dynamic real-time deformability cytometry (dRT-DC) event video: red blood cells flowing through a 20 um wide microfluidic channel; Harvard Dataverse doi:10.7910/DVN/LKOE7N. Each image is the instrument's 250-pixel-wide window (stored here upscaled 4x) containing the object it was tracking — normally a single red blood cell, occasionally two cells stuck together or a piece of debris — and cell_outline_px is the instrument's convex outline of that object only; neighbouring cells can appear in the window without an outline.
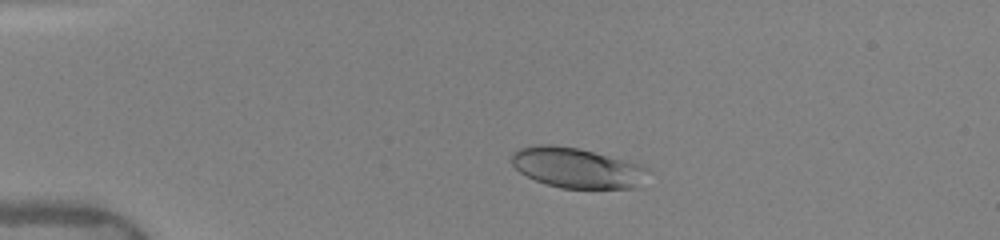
{"species": "human", "species_latin": "Homo sapiens", "temperature_condition": "warm", "stored_images_in_passage": 43, "camera_frame_rate_fps": 3000, "um_per_image_px": 0.085, "donor": {"sex": "female"}, "frame": {"image": 1, "passage_image": 4, "time_ms": 1.0, "image_size_px": [1000, 240], "cell_outline_px": [[652, 172], [640, 188], [560, 188], [536, 180], [520, 172], [512, 164], [512, 152], [520, 148], [532, 144], [552, 144], [576, 148], [640, 164], [648, 168]], "centroid_in_image_um": [49.09, 14.27], "position_along_channel_um": 35.9, "area_um2": 32.14}}
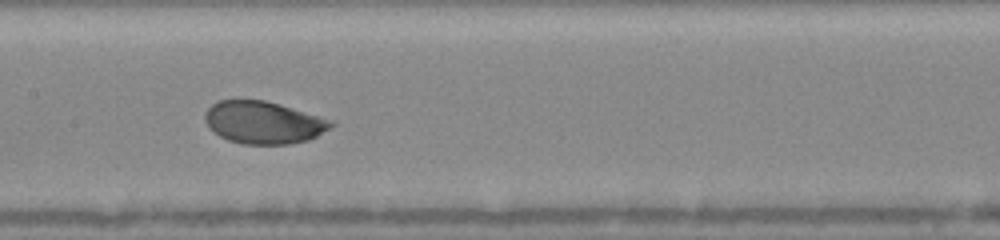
{"frame": {"image": 2, "passage_image": 19, "time_ms": 6.0, "image_size_px": [1000, 240], "cell_outline_px": [[336, 124], [316, 136], [308, 140], [288, 144], [244, 144], [228, 140], [212, 132], [208, 128], [204, 120], [204, 116], [208, 108], [216, 100], [264, 100], [280, 104], [336, 120]], "centroid_in_image_um": [22.4, 10.4], "position_along_channel_um": 185.0, "area_um2": 31.5}}
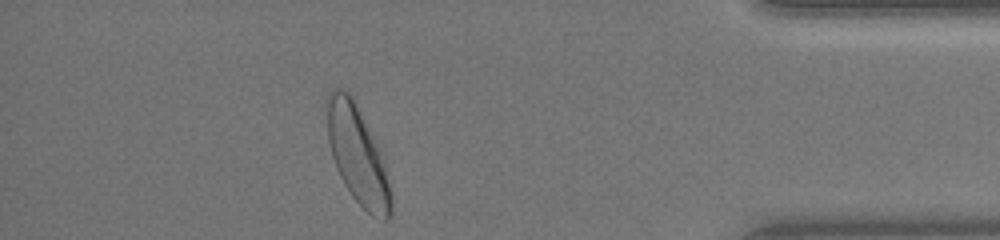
{"frame": {"image": 3, "passage_image": 38, "time_ms": 12.333, "image_size_px": [1000, 240], "cell_outline_px": [[392, 216], [388, 220], [384, 220], [372, 216], [352, 196], [344, 184], [336, 168], [332, 156], [328, 140], [324, 104], [324, 100], [328, 92], [332, 88], [344, 88], [352, 96], [384, 152], [392, 196]], "centroid_in_image_um": [30.4, 13.11], "position_along_channel_um": 404.8, "area_um2": 37.92}, "authors_computed_cell_mechanics": {"area_um2": 32.1946, "velocity_mm_per_s": 4.0146, "shape_relaxation_time_tau1_ms": 1.7045, "shape_relaxation_time_tau2_ms": 7.1756, "deformation_change_tau1": 0.1099, "deformation_change_tau2": 0.082}}